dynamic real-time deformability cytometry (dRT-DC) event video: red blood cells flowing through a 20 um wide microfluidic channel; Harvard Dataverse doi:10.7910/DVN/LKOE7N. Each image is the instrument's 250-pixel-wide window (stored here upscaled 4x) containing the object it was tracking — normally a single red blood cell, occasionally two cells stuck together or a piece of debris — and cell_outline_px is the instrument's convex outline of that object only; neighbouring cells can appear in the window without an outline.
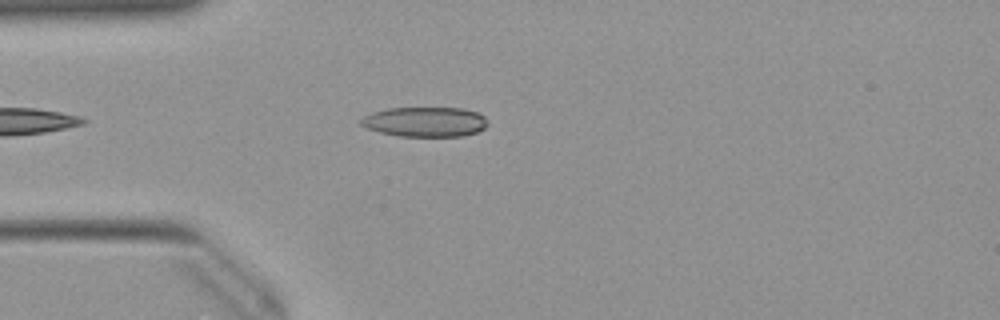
{"species": "Egyptian fruit bat (a non-hibernating species)", "species_latin": "Rousettus aegyptiacus", "temperature_condition": "warm", "stored_images_in_passage": 39, "camera_frame_rate_fps": 3000, "um_per_image_px": 0.085, "animal": {"sex": "female"}, "frame": {"image": 1, "passage_image": 4, "time_ms": 1.0, "image_size_px": [1000, 320], "cell_outline_px": [[488, 124], [484, 128], [476, 132], [464, 136], [400, 136], [380, 132], [368, 128], [360, 124], [360, 120], [364, 116], [372, 112], [388, 108], [464, 108], [476, 112], [484, 116], [488, 120]], "centroid_in_image_um": [36.15, 10.35], "position_along_channel_um": 48.8, "area_um2": 22.02}}
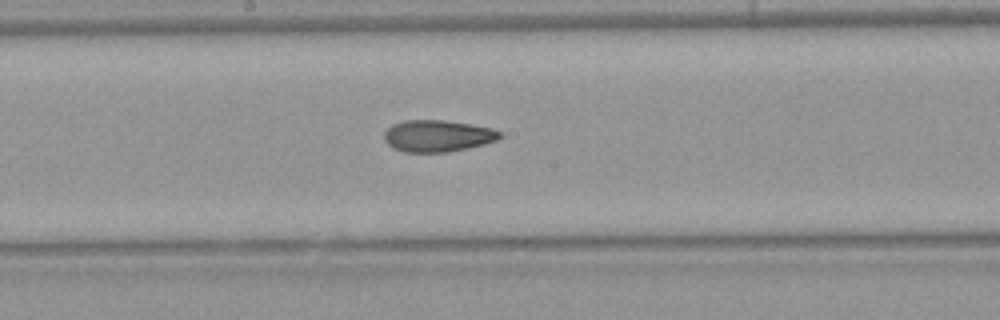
{"frame": {"image": 2, "passage_image": 17, "time_ms": 5.333, "image_size_px": [1000, 320], "cell_outline_px": [[504, 136], [496, 140], [484, 144], [468, 148], [448, 152], [404, 152], [392, 148], [384, 140], [384, 132], [392, 124], [404, 120], [444, 120], [472, 124], [492, 128], [500, 132]], "centroid_in_image_um": [37.19, 11.55], "position_along_channel_um": 211.0, "area_um2": 21.56}}
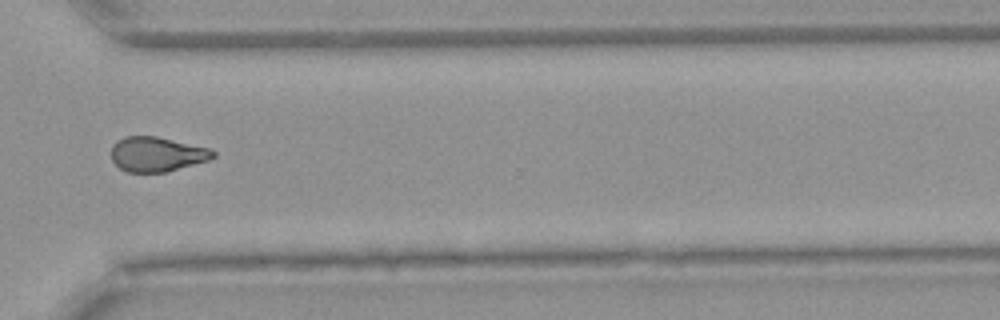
{"frame": {"image": 3, "passage_image": 28, "time_ms": 9.0, "image_size_px": [1000, 320], "cell_outline_px": [[216, 156], [208, 160], [168, 172], [128, 172], [120, 168], [112, 160], [112, 144], [116, 140], [124, 136], [156, 136], [212, 148], [216, 152]], "centroid_in_image_um": [13.36, 13.1], "position_along_channel_um": 357.2, "area_um2": 20.81}, "authors_computed_cell_mechanics": {"area_um2": 21.4438, "velocity_mm_per_s": 3.9896, "shape_relaxation_time_tau1_ms": null, "shape_relaxation_time_tau2_ms": 3.9233, "deformation_change_tau1": null, "deformation_change_tau2": 0.1092}}